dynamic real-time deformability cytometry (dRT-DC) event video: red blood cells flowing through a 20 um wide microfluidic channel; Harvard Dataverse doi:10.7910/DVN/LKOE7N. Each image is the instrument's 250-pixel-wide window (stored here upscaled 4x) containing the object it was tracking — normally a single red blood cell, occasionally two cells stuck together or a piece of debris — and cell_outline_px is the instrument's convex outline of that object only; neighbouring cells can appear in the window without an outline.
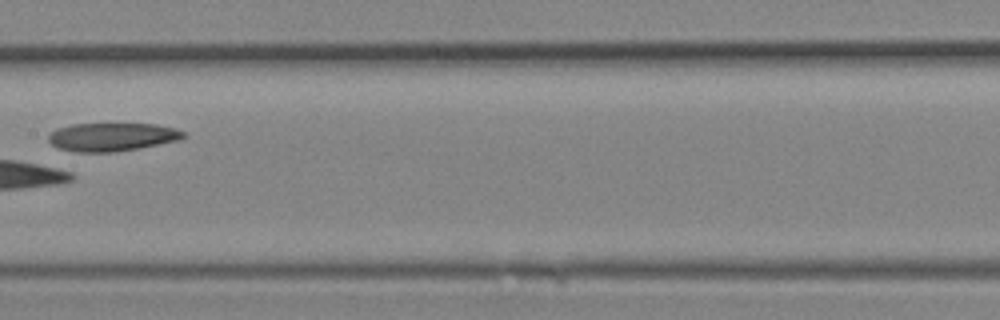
{"species": "Egyptian fruit bat (a non-hibernating species)", "species_latin": "Rousettus aegyptiacus", "temperature_condition": "room temperature", "stored_images_in_passage": 13, "camera_frame_rate_fps": 3000, "um_per_image_px": 0.085, "animal": {"sex": "female"}, "frame": {"image": 1, "passage_image": 10, "time_ms": 3.0, "image_size_px": [1000, 320], "cell_outline_px": [[188, 136], [180, 140], [140, 148], [112, 152], [76, 152], [56, 148], [48, 140], [48, 136], [56, 128], [72, 124], [156, 124], [176, 128], [184, 132]], "centroid_in_image_um": [9.54, 11.64], "position_along_channel_um": 197.9, "area_um2": 22.43}}